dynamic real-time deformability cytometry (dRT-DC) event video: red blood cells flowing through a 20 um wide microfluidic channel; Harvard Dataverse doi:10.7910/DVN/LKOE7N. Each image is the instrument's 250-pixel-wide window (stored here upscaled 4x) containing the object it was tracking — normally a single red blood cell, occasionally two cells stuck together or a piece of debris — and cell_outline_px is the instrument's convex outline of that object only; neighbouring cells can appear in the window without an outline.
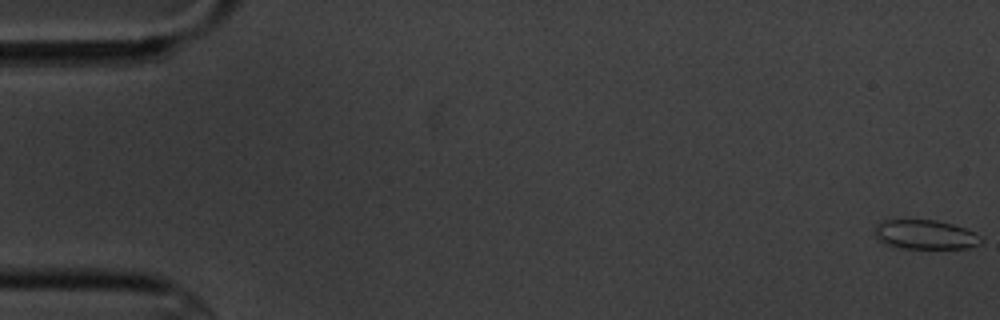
{"species": "common noctule bat (a hibernating species)", "species_latin": "Nyctalus noctula", "temperature_condition": "cold", "stored_images_in_passage": 6, "camera_frame_rate_fps": 3000, "um_per_image_px": 0.085, "animal": {"sex": "male", "body_mass_g": 20.1, "forearm_length_mm": 53.5}, "frame": {"image": 1, "passage_image": 1, "time_ms": 0.0, "image_size_px": [1000, 320], "cell_outline_px": [[984, 240], [980, 244], [968, 248], [900, 248], [888, 244], [880, 240], [872, 232], [876, 224], [880, 220], [936, 220], [952, 224], [964, 228], [980, 236]], "centroid_in_image_um": [78.62, 19.93], "position_along_channel_um": 6.4, "area_um2": 18.15}}
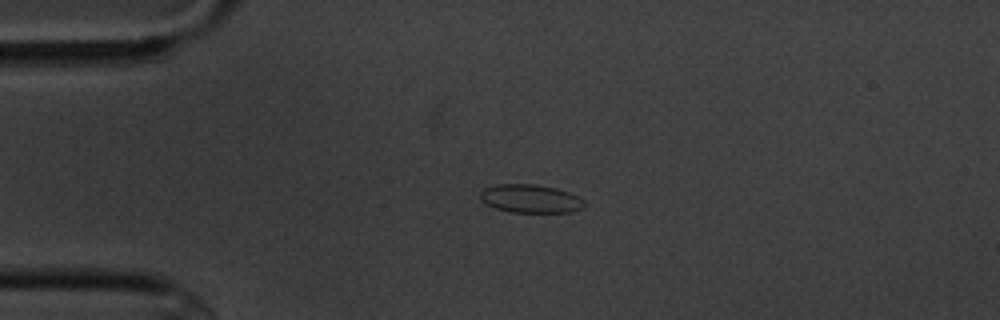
{"frame": {"image": 2, "passage_image": 4, "time_ms": 4.333, "image_size_px": [1000, 320], "cell_outline_px": [[584, 208], [572, 212], [512, 212], [496, 208], [480, 200], [480, 192], [484, 188], [496, 184], [536, 184], [556, 188], [568, 192], [584, 200]], "centroid_in_image_um": [45.09, 16.88], "position_along_channel_um": 39.9, "area_um2": 17.17}}